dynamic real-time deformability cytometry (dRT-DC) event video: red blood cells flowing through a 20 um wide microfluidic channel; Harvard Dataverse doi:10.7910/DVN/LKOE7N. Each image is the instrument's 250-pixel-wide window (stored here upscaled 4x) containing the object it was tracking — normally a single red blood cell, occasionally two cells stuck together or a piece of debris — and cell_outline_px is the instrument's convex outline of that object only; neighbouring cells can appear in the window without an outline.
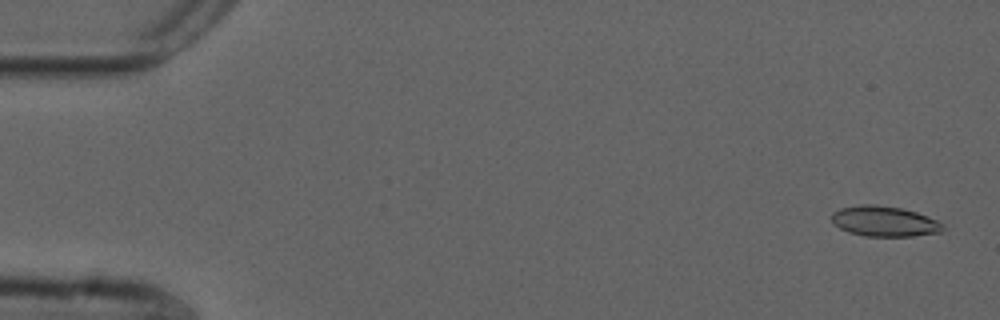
{"species": "common noctule bat (a hibernating species)", "species_latin": "Nyctalus noctula", "temperature_condition": "cold", "stored_images_in_passage": 55, "camera_frame_rate_fps": 3000, "um_per_image_px": 0.085, "animal": {"sex": "male", "forearm_length_mm": 52.5}, "frame": {"image": 1, "passage_image": 2, "time_ms": 0.333, "image_size_px": [1000, 320], "cell_outline_px": [[944, 228], [940, 232], [912, 236], [864, 236], [848, 232], [840, 228], [832, 220], [832, 212], [840, 208], [860, 204], [876, 204], [900, 208], [916, 212], [928, 216], [944, 224]], "centroid_in_image_um": [75.17, 18.8], "position_along_channel_um": 9.8, "area_um2": 19.65}}
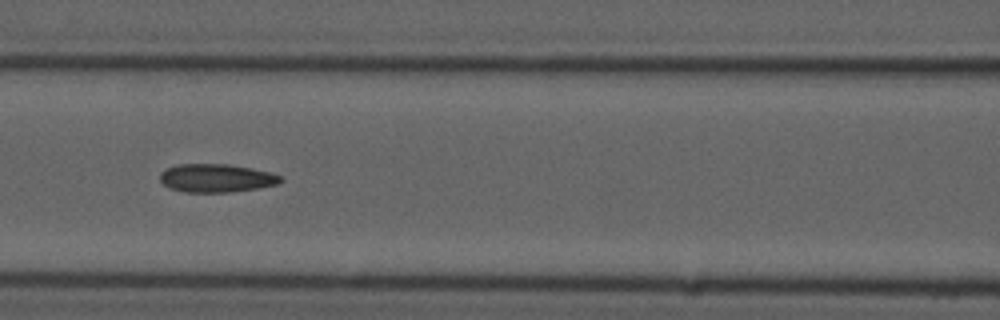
{"frame": {"image": 2, "passage_image": 24, "time_ms": 7.667, "image_size_px": [1000, 320], "cell_outline_px": [[284, 180], [276, 184], [256, 188], [228, 192], [184, 192], [168, 188], [160, 180], [160, 172], [176, 164], [228, 164], [252, 168], [272, 172], [280, 176]], "centroid_in_image_um": [18.37, 15.13], "position_along_channel_um": 148.2, "area_um2": 19.88}}
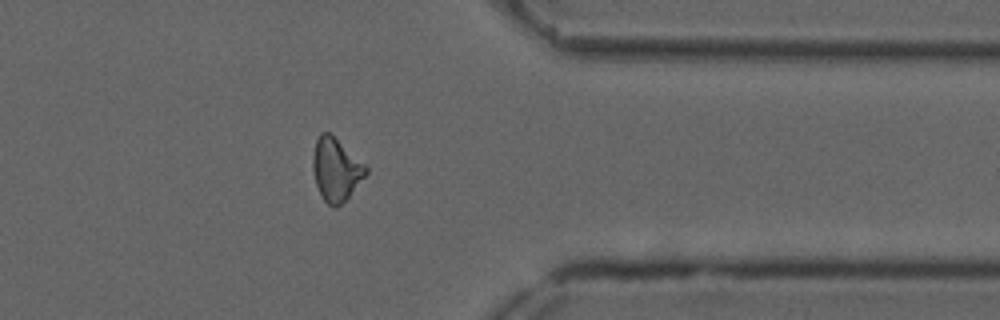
{"frame": {"image": 3, "passage_image": 44, "time_ms": 14.333, "image_size_px": [1000, 320], "cell_outline_px": [[368, 172], [348, 196], [336, 208], [328, 204], [324, 200], [316, 184], [312, 168], [312, 156], [316, 140], [320, 132], [328, 132], [364, 164], [368, 168]], "centroid_in_image_um": [28.52, 14.41], "position_along_channel_um": 382.9, "area_um2": 18.9}, "authors_computed_cell_mechanics": {"area_um2": 19.4786, "velocity_mm_per_s": 3.7016, "shape_relaxation_time_tau1_ms": 7.5621, "shape_relaxation_time_tau2_ms": 3.5085, "deformation_change_tau1": 0.1863, "deformation_change_tau2": 0.1302}}